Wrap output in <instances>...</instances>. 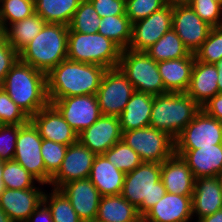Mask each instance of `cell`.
I'll return each instance as SVG.
<instances>
[{
	"mask_svg": "<svg viewBox=\"0 0 222 222\" xmlns=\"http://www.w3.org/2000/svg\"><path fill=\"white\" fill-rule=\"evenodd\" d=\"M107 69L65 59L47 74L49 103L64 97L96 95Z\"/></svg>",
	"mask_w": 222,
	"mask_h": 222,
	"instance_id": "6da1fadb",
	"label": "cell"
},
{
	"mask_svg": "<svg viewBox=\"0 0 222 222\" xmlns=\"http://www.w3.org/2000/svg\"><path fill=\"white\" fill-rule=\"evenodd\" d=\"M2 88L29 118L49 104L47 74L20 60L7 73Z\"/></svg>",
	"mask_w": 222,
	"mask_h": 222,
	"instance_id": "7a4b0ae2",
	"label": "cell"
},
{
	"mask_svg": "<svg viewBox=\"0 0 222 222\" xmlns=\"http://www.w3.org/2000/svg\"><path fill=\"white\" fill-rule=\"evenodd\" d=\"M68 26L45 23L37 36L19 52V60L45 74L67 59Z\"/></svg>",
	"mask_w": 222,
	"mask_h": 222,
	"instance_id": "3957f363",
	"label": "cell"
},
{
	"mask_svg": "<svg viewBox=\"0 0 222 222\" xmlns=\"http://www.w3.org/2000/svg\"><path fill=\"white\" fill-rule=\"evenodd\" d=\"M200 110L187 93L155 95L149 126L165 131L175 139Z\"/></svg>",
	"mask_w": 222,
	"mask_h": 222,
	"instance_id": "277c9868",
	"label": "cell"
},
{
	"mask_svg": "<svg viewBox=\"0 0 222 222\" xmlns=\"http://www.w3.org/2000/svg\"><path fill=\"white\" fill-rule=\"evenodd\" d=\"M161 177V163L142 162L125 173L122 197L133 204L142 217L166 193Z\"/></svg>",
	"mask_w": 222,
	"mask_h": 222,
	"instance_id": "5b68a950",
	"label": "cell"
},
{
	"mask_svg": "<svg viewBox=\"0 0 222 222\" xmlns=\"http://www.w3.org/2000/svg\"><path fill=\"white\" fill-rule=\"evenodd\" d=\"M122 49L100 33H80L69 30L67 58L81 63L116 68Z\"/></svg>",
	"mask_w": 222,
	"mask_h": 222,
	"instance_id": "8992f818",
	"label": "cell"
},
{
	"mask_svg": "<svg viewBox=\"0 0 222 222\" xmlns=\"http://www.w3.org/2000/svg\"><path fill=\"white\" fill-rule=\"evenodd\" d=\"M118 67L132 83L135 91L154 96L168 93L164 88L157 62L144 51L123 49Z\"/></svg>",
	"mask_w": 222,
	"mask_h": 222,
	"instance_id": "52a82bcc",
	"label": "cell"
},
{
	"mask_svg": "<svg viewBox=\"0 0 222 222\" xmlns=\"http://www.w3.org/2000/svg\"><path fill=\"white\" fill-rule=\"evenodd\" d=\"M122 141L139 155L142 162L162 164L175 153V139L150 126L122 132Z\"/></svg>",
	"mask_w": 222,
	"mask_h": 222,
	"instance_id": "ba28073f",
	"label": "cell"
},
{
	"mask_svg": "<svg viewBox=\"0 0 222 222\" xmlns=\"http://www.w3.org/2000/svg\"><path fill=\"white\" fill-rule=\"evenodd\" d=\"M134 91L119 67L107 69L96 93L102 115L119 117Z\"/></svg>",
	"mask_w": 222,
	"mask_h": 222,
	"instance_id": "9c48e42d",
	"label": "cell"
},
{
	"mask_svg": "<svg viewBox=\"0 0 222 222\" xmlns=\"http://www.w3.org/2000/svg\"><path fill=\"white\" fill-rule=\"evenodd\" d=\"M42 137L34 124L18 125V137L13 159L23 166L38 183L45 185V164L41 156Z\"/></svg>",
	"mask_w": 222,
	"mask_h": 222,
	"instance_id": "30bf717a",
	"label": "cell"
},
{
	"mask_svg": "<svg viewBox=\"0 0 222 222\" xmlns=\"http://www.w3.org/2000/svg\"><path fill=\"white\" fill-rule=\"evenodd\" d=\"M222 144V121L200 110L175 138V149H199Z\"/></svg>",
	"mask_w": 222,
	"mask_h": 222,
	"instance_id": "8fae6325",
	"label": "cell"
},
{
	"mask_svg": "<svg viewBox=\"0 0 222 222\" xmlns=\"http://www.w3.org/2000/svg\"><path fill=\"white\" fill-rule=\"evenodd\" d=\"M211 28L188 3L172 4V29L190 53L195 54L206 40Z\"/></svg>",
	"mask_w": 222,
	"mask_h": 222,
	"instance_id": "7c38bea8",
	"label": "cell"
},
{
	"mask_svg": "<svg viewBox=\"0 0 222 222\" xmlns=\"http://www.w3.org/2000/svg\"><path fill=\"white\" fill-rule=\"evenodd\" d=\"M51 104L77 134L90 127L102 115L96 95L64 97Z\"/></svg>",
	"mask_w": 222,
	"mask_h": 222,
	"instance_id": "4fadbf2b",
	"label": "cell"
},
{
	"mask_svg": "<svg viewBox=\"0 0 222 222\" xmlns=\"http://www.w3.org/2000/svg\"><path fill=\"white\" fill-rule=\"evenodd\" d=\"M172 28V4L132 24V38L128 49L146 51Z\"/></svg>",
	"mask_w": 222,
	"mask_h": 222,
	"instance_id": "5bb4252c",
	"label": "cell"
},
{
	"mask_svg": "<svg viewBox=\"0 0 222 222\" xmlns=\"http://www.w3.org/2000/svg\"><path fill=\"white\" fill-rule=\"evenodd\" d=\"M96 154L91 152L79 141L68 146L62 165L51 178L50 186L60 189L64 184L89 178Z\"/></svg>",
	"mask_w": 222,
	"mask_h": 222,
	"instance_id": "9a60e30c",
	"label": "cell"
},
{
	"mask_svg": "<svg viewBox=\"0 0 222 222\" xmlns=\"http://www.w3.org/2000/svg\"><path fill=\"white\" fill-rule=\"evenodd\" d=\"M122 140L119 117L101 115L90 127L78 134V141L96 155L104 154Z\"/></svg>",
	"mask_w": 222,
	"mask_h": 222,
	"instance_id": "2e32d148",
	"label": "cell"
},
{
	"mask_svg": "<svg viewBox=\"0 0 222 222\" xmlns=\"http://www.w3.org/2000/svg\"><path fill=\"white\" fill-rule=\"evenodd\" d=\"M30 121L38 129L42 139L67 146L78 141L76 131L70 127L60 112L50 103L33 115Z\"/></svg>",
	"mask_w": 222,
	"mask_h": 222,
	"instance_id": "e0dca14e",
	"label": "cell"
},
{
	"mask_svg": "<svg viewBox=\"0 0 222 222\" xmlns=\"http://www.w3.org/2000/svg\"><path fill=\"white\" fill-rule=\"evenodd\" d=\"M60 190L83 222H95L101 195L89 178L68 182Z\"/></svg>",
	"mask_w": 222,
	"mask_h": 222,
	"instance_id": "ac0fdd59",
	"label": "cell"
},
{
	"mask_svg": "<svg viewBox=\"0 0 222 222\" xmlns=\"http://www.w3.org/2000/svg\"><path fill=\"white\" fill-rule=\"evenodd\" d=\"M39 187L28 189L4 188L0 192V207L13 222H25L43 201Z\"/></svg>",
	"mask_w": 222,
	"mask_h": 222,
	"instance_id": "d6986e66",
	"label": "cell"
},
{
	"mask_svg": "<svg viewBox=\"0 0 222 222\" xmlns=\"http://www.w3.org/2000/svg\"><path fill=\"white\" fill-rule=\"evenodd\" d=\"M189 166L194 178L222 175V144L199 149H175Z\"/></svg>",
	"mask_w": 222,
	"mask_h": 222,
	"instance_id": "ffe728a7",
	"label": "cell"
},
{
	"mask_svg": "<svg viewBox=\"0 0 222 222\" xmlns=\"http://www.w3.org/2000/svg\"><path fill=\"white\" fill-rule=\"evenodd\" d=\"M192 216V196H181L166 192L142 216V222H189Z\"/></svg>",
	"mask_w": 222,
	"mask_h": 222,
	"instance_id": "44dd1931",
	"label": "cell"
},
{
	"mask_svg": "<svg viewBox=\"0 0 222 222\" xmlns=\"http://www.w3.org/2000/svg\"><path fill=\"white\" fill-rule=\"evenodd\" d=\"M220 209H222L220 176L196 178L192 194V214H195L199 220Z\"/></svg>",
	"mask_w": 222,
	"mask_h": 222,
	"instance_id": "7402d4cb",
	"label": "cell"
},
{
	"mask_svg": "<svg viewBox=\"0 0 222 222\" xmlns=\"http://www.w3.org/2000/svg\"><path fill=\"white\" fill-rule=\"evenodd\" d=\"M160 179L165 190L171 194L192 196L195 178L186 162L177 154H173L161 164Z\"/></svg>",
	"mask_w": 222,
	"mask_h": 222,
	"instance_id": "603a6c76",
	"label": "cell"
},
{
	"mask_svg": "<svg viewBox=\"0 0 222 222\" xmlns=\"http://www.w3.org/2000/svg\"><path fill=\"white\" fill-rule=\"evenodd\" d=\"M194 63L193 53L184 58L157 62L165 90L171 93H186Z\"/></svg>",
	"mask_w": 222,
	"mask_h": 222,
	"instance_id": "cb8c5ba5",
	"label": "cell"
},
{
	"mask_svg": "<svg viewBox=\"0 0 222 222\" xmlns=\"http://www.w3.org/2000/svg\"><path fill=\"white\" fill-rule=\"evenodd\" d=\"M218 72L215 64L197 61L193 65L187 94L202 107L218 94Z\"/></svg>",
	"mask_w": 222,
	"mask_h": 222,
	"instance_id": "d4e9b609",
	"label": "cell"
},
{
	"mask_svg": "<svg viewBox=\"0 0 222 222\" xmlns=\"http://www.w3.org/2000/svg\"><path fill=\"white\" fill-rule=\"evenodd\" d=\"M125 173L118 170L103 155H96L89 180L98 189L101 196L119 195L122 193Z\"/></svg>",
	"mask_w": 222,
	"mask_h": 222,
	"instance_id": "484cf974",
	"label": "cell"
},
{
	"mask_svg": "<svg viewBox=\"0 0 222 222\" xmlns=\"http://www.w3.org/2000/svg\"><path fill=\"white\" fill-rule=\"evenodd\" d=\"M154 95L134 91L119 116L122 132L131 131L150 124Z\"/></svg>",
	"mask_w": 222,
	"mask_h": 222,
	"instance_id": "4316f807",
	"label": "cell"
},
{
	"mask_svg": "<svg viewBox=\"0 0 222 222\" xmlns=\"http://www.w3.org/2000/svg\"><path fill=\"white\" fill-rule=\"evenodd\" d=\"M95 222H142L137 208L119 195L101 196Z\"/></svg>",
	"mask_w": 222,
	"mask_h": 222,
	"instance_id": "83f0119b",
	"label": "cell"
},
{
	"mask_svg": "<svg viewBox=\"0 0 222 222\" xmlns=\"http://www.w3.org/2000/svg\"><path fill=\"white\" fill-rule=\"evenodd\" d=\"M45 23L38 14L34 13L28 18L8 25L1 33L7 42L19 53L37 36Z\"/></svg>",
	"mask_w": 222,
	"mask_h": 222,
	"instance_id": "f1b7e54d",
	"label": "cell"
},
{
	"mask_svg": "<svg viewBox=\"0 0 222 222\" xmlns=\"http://www.w3.org/2000/svg\"><path fill=\"white\" fill-rule=\"evenodd\" d=\"M82 0H34L35 13L46 23L69 25Z\"/></svg>",
	"mask_w": 222,
	"mask_h": 222,
	"instance_id": "f546056e",
	"label": "cell"
},
{
	"mask_svg": "<svg viewBox=\"0 0 222 222\" xmlns=\"http://www.w3.org/2000/svg\"><path fill=\"white\" fill-rule=\"evenodd\" d=\"M144 52L156 62L184 58L190 54L172 28Z\"/></svg>",
	"mask_w": 222,
	"mask_h": 222,
	"instance_id": "4dcf8cb0",
	"label": "cell"
},
{
	"mask_svg": "<svg viewBox=\"0 0 222 222\" xmlns=\"http://www.w3.org/2000/svg\"><path fill=\"white\" fill-rule=\"evenodd\" d=\"M98 33L111 39L122 50L128 49L132 38V22L126 15L101 18Z\"/></svg>",
	"mask_w": 222,
	"mask_h": 222,
	"instance_id": "1f68e13d",
	"label": "cell"
},
{
	"mask_svg": "<svg viewBox=\"0 0 222 222\" xmlns=\"http://www.w3.org/2000/svg\"><path fill=\"white\" fill-rule=\"evenodd\" d=\"M51 191L49 194L44 192L43 202L50 209L54 222H83L60 189L53 188Z\"/></svg>",
	"mask_w": 222,
	"mask_h": 222,
	"instance_id": "d6a6232c",
	"label": "cell"
},
{
	"mask_svg": "<svg viewBox=\"0 0 222 222\" xmlns=\"http://www.w3.org/2000/svg\"><path fill=\"white\" fill-rule=\"evenodd\" d=\"M34 13V0H0V32Z\"/></svg>",
	"mask_w": 222,
	"mask_h": 222,
	"instance_id": "836d02e7",
	"label": "cell"
},
{
	"mask_svg": "<svg viewBox=\"0 0 222 222\" xmlns=\"http://www.w3.org/2000/svg\"><path fill=\"white\" fill-rule=\"evenodd\" d=\"M101 18L89 0H82L75 11L68 30L80 33H98Z\"/></svg>",
	"mask_w": 222,
	"mask_h": 222,
	"instance_id": "e575fe53",
	"label": "cell"
},
{
	"mask_svg": "<svg viewBox=\"0 0 222 222\" xmlns=\"http://www.w3.org/2000/svg\"><path fill=\"white\" fill-rule=\"evenodd\" d=\"M103 155L124 173L133 171L142 163L139 155L122 140L115 143Z\"/></svg>",
	"mask_w": 222,
	"mask_h": 222,
	"instance_id": "d590c367",
	"label": "cell"
},
{
	"mask_svg": "<svg viewBox=\"0 0 222 222\" xmlns=\"http://www.w3.org/2000/svg\"><path fill=\"white\" fill-rule=\"evenodd\" d=\"M2 180L4 188L8 189L34 188L36 187L34 181L38 182L33 175L14 159L4 161Z\"/></svg>",
	"mask_w": 222,
	"mask_h": 222,
	"instance_id": "8d00e7d4",
	"label": "cell"
},
{
	"mask_svg": "<svg viewBox=\"0 0 222 222\" xmlns=\"http://www.w3.org/2000/svg\"><path fill=\"white\" fill-rule=\"evenodd\" d=\"M68 146L54 141L42 139L41 156L45 164V184H50L51 178L62 165Z\"/></svg>",
	"mask_w": 222,
	"mask_h": 222,
	"instance_id": "74e56055",
	"label": "cell"
},
{
	"mask_svg": "<svg viewBox=\"0 0 222 222\" xmlns=\"http://www.w3.org/2000/svg\"><path fill=\"white\" fill-rule=\"evenodd\" d=\"M194 55L197 61L208 64H216L222 59V26L211 28L206 40Z\"/></svg>",
	"mask_w": 222,
	"mask_h": 222,
	"instance_id": "f35d334b",
	"label": "cell"
},
{
	"mask_svg": "<svg viewBox=\"0 0 222 222\" xmlns=\"http://www.w3.org/2000/svg\"><path fill=\"white\" fill-rule=\"evenodd\" d=\"M30 118L9 97L3 88L0 89V125H24Z\"/></svg>",
	"mask_w": 222,
	"mask_h": 222,
	"instance_id": "ab89813d",
	"label": "cell"
},
{
	"mask_svg": "<svg viewBox=\"0 0 222 222\" xmlns=\"http://www.w3.org/2000/svg\"><path fill=\"white\" fill-rule=\"evenodd\" d=\"M194 12L209 26H222V4L214 0H189Z\"/></svg>",
	"mask_w": 222,
	"mask_h": 222,
	"instance_id": "60d3db41",
	"label": "cell"
},
{
	"mask_svg": "<svg viewBox=\"0 0 222 222\" xmlns=\"http://www.w3.org/2000/svg\"><path fill=\"white\" fill-rule=\"evenodd\" d=\"M168 4L166 0H125L126 16L133 23L145 19Z\"/></svg>",
	"mask_w": 222,
	"mask_h": 222,
	"instance_id": "b9f144b4",
	"label": "cell"
},
{
	"mask_svg": "<svg viewBox=\"0 0 222 222\" xmlns=\"http://www.w3.org/2000/svg\"><path fill=\"white\" fill-rule=\"evenodd\" d=\"M17 137L18 125H0V160H13Z\"/></svg>",
	"mask_w": 222,
	"mask_h": 222,
	"instance_id": "7bdbcfd3",
	"label": "cell"
},
{
	"mask_svg": "<svg viewBox=\"0 0 222 222\" xmlns=\"http://www.w3.org/2000/svg\"><path fill=\"white\" fill-rule=\"evenodd\" d=\"M19 60V53L7 42L0 32V85L7 73Z\"/></svg>",
	"mask_w": 222,
	"mask_h": 222,
	"instance_id": "ee69618b",
	"label": "cell"
},
{
	"mask_svg": "<svg viewBox=\"0 0 222 222\" xmlns=\"http://www.w3.org/2000/svg\"><path fill=\"white\" fill-rule=\"evenodd\" d=\"M100 18L126 15L125 0H89Z\"/></svg>",
	"mask_w": 222,
	"mask_h": 222,
	"instance_id": "f6af8a7d",
	"label": "cell"
},
{
	"mask_svg": "<svg viewBox=\"0 0 222 222\" xmlns=\"http://www.w3.org/2000/svg\"><path fill=\"white\" fill-rule=\"evenodd\" d=\"M201 109L213 118L222 121V93L212 97Z\"/></svg>",
	"mask_w": 222,
	"mask_h": 222,
	"instance_id": "bcb514c9",
	"label": "cell"
},
{
	"mask_svg": "<svg viewBox=\"0 0 222 222\" xmlns=\"http://www.w3.org/2000/svg\"><path fill=\"white\" fill-rule=\"evenodd\" d=\"M25 222H54L51 211L42 201Z\"/></svg>",
	"mask_w": 222,
	"mask_h": 222,
	"instance_id": "7dc6e473",
	"label": "cell"
},
{
	"mask_svg": "<svg viewBox=\"0 0 222 222\" xmlns=\"http://www.w3.org/2000/svg\"><path fill=\"white\" fill-rule=\"evenodd\" d=\"M197 222H222V209L216 211L214 214L200 218Z\"/></svg>",
	"mask_w": 222,
	"mask_h": 222,
	"instance_id": "c3c4849f",
	"label": "cell"
},
{
	"mask_svg": "<svg viewBox=\"0 0 222 222\" xmlns=\"http://www.w3.org/2000/svg\"><path fill=\"white\" fill-rule=\"evenodd\" d=\"M215 65L217 67V72H218V80H217L218 92L222 93V59L218 61Z\"/></svg>",
	"mask_w": 222,
	"mask_h": 222,
	"instance_id": "681fc988",
	"label": "cell"
},
{
	"mask_svg": "<svg viewBox=\"0 0 222 222\" xmlns=\"http://www.w3.org/2000/svg\"><path fill=\"white\" fill-rule=\"evenodd\" d=\"M0 222H13L7 213L0 207Z\"/></svg>",
	"mask_w": 222,
	"mask_h": 222,
	"instance_id": "f907efd6",
	"label": "cell"
},
{
	"mask_svg": "<svg viewBox=\"0 0 222 222\" xmlns=\"http://www.w3.org/2000/svg\"><path fill=\"white\" fill-rule=\"evenodd\" d=\"M3 167H4V161L0 160V192L4 189V184L2 180Z\"/></svg>",
	"mask_w": 222,
	"mask_h": 222,
	"instance_id": "816d5d0a",
	"label": "cell"
},
{
	"mask_svg": "<svg viewBox=\"0 0 222 222\" xmlns=\"http://www.w3.org/2000/svg\"><path fill=\"white\" fill-rule=\"evenodd\" d=\"M170 4H175V3H187L189 0H166Z\"/></svg>",
	"mask_w": 222,
	"mask_h": 222,
	"instance_id": "f5cc1de1",
	"label": "cell"
},
{
	"mask_svg": "<svg viewBox=\"0 0 222 222\" xmlns=\"http://www.w3.org/2000/svg\"><path fill=\"white\" fill-rule=\"evenodd\" d=\"M220 182H221V191H222V175L220 176Z\"/></svg>",
	"mask_w": 222,
	"mask_h": 222,
	"instance_id": "db71d44e",
	"label": "cell"
},
{
	"mask_svg": "<svg viewBox=\"0 0 222 222\" xmlns=\"http://www.w3.org/2000/svg\"><path fill=\"white\" fill-rule=\"evenodd\" d=\"M214 1L220 2L222 4V0H214Z\"/></svg>",
	"mask_w": 222,
	"mask_h": 222,
	"instance_id": "11a10c76",
	"label": "cell"
}]
</instances>
